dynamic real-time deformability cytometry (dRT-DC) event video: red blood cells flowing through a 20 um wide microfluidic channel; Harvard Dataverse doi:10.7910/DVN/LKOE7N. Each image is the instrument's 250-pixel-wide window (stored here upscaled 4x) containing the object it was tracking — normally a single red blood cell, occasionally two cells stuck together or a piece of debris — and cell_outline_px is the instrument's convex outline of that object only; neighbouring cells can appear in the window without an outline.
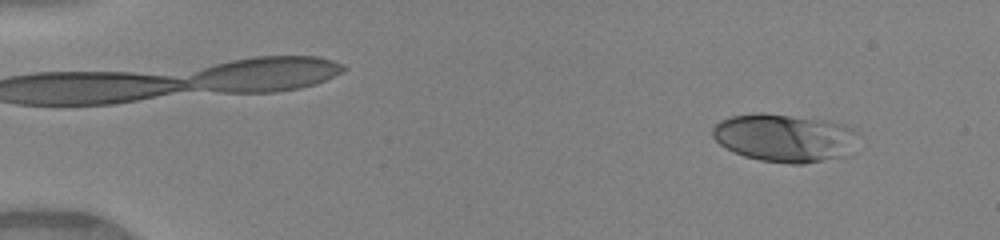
{"species": "human", "species_latin": "Homo sapiens", "temperature_condition": "warm", "stored_images_in_passage": 48, "camera_frame_rate_fps": 3000, "um_per_image_px": 0.085, "donor": {"sex": "female"}, "frame": {"image": 1, "passage_image": 4, "time_ms": 1.0, "image_size_px": [1000, 240], "cell_outline_px": [[864, 136], [844, 156], [804, 164], [792, 164], [760, 160], [744, 156], [732, 152], [724, 148], [712, 136], [712, 128], [720, 120], [732, 116], [760, 112], [764, 112], [828, 120], [844, 124], [856, 128]], "centroid_in_image_um": [66.75, 11.7], "position_along_channel_um": 18.3, "area_um2": 41.62}}
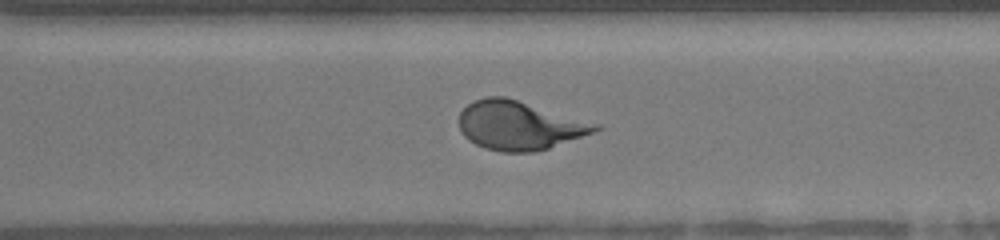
{"frame": {"image": 2, "passage_image": 35, "time_ms": 11.333, "image_size_px": [1000, 240], "cell_outline_px": [[600, 128], [592, 132], [548, 148], [532, 152], [500, 152], [484, 148], [468, 140], [460, 132], [460, 112], [472, 100], [484, 96], [504, 96], [600, 124]], "centroid_in_image_um": [44.08, 10.65], "position_along_channel_um": 326.5, "area_um2": 38.49}}
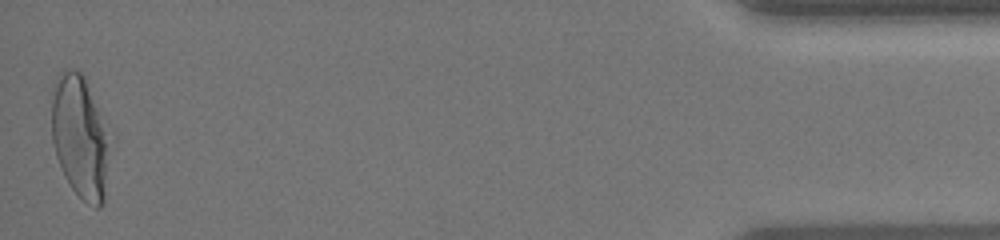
{"frame": {"image": 3, "passage_image": 48, "time_ms": 15.667, "image_size_px": [1000, 240], "cell_outline_px": [[108, 136], [104, 204], [100, 208], [96, 208], [84, 200], [72, 188], [56, 156], [52, 140], [52, 88], [56, 76], [64, 68], [68, 68], [80, 72], [84, 76], [108, 132]], "centroid_in_image_um": [6.77, 11.59], "position_along_channel_um": 428.4, "area_um2": 40.81}, "authors_computed_cell_mechanics": {"area_um2": 38.5237, "velocity_mm_per_s": 4.1287, "shape_relaxation_time_tau1_ms": 4.904, "shape_relaxation_time_tau2_ms": null, "deformation_change_tau1": 0.2354, "deformation_change_tau2": null}}